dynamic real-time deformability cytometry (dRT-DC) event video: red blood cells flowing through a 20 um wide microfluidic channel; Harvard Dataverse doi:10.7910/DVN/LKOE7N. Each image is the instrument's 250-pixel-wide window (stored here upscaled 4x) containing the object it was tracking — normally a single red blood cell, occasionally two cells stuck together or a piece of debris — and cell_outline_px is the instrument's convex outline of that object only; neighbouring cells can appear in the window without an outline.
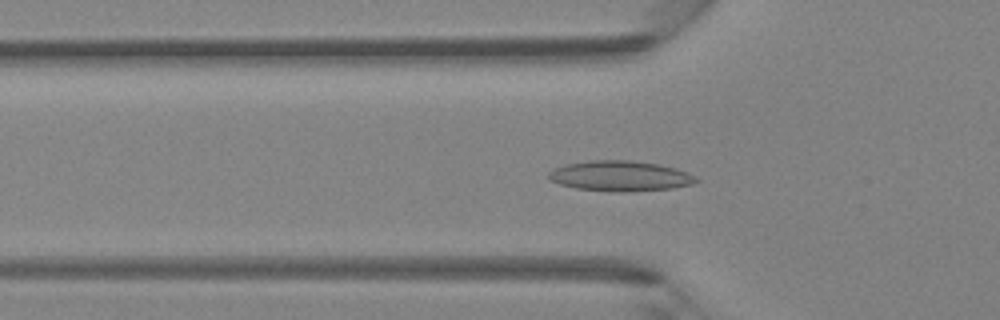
{"species": "Egyptian fruit bat (a non-hibernating species)", "species_latin": "Rousettus aegyptiacus", "temperature_condition": "room temperature", "stored_images_in_passage": 48, "camera_frame_rate_fps": 3000, "um_per_image_px": 0.085, "animal": {"sex": "female"}, "frame": {"image": 1, "passage_image": 16, "time_ms": 5.0, "image_size_px": [1000, 320], "cell_outline_px": [[700, 180], [692, 184], [672, 188], [620, 192], [576, 188], [560, 184], [548, 180], [548, 172], [552, 168], [564, 164], [588, 160], [628, 160], [660, 164], [676, 168], [688, 172], [696, 176]], "centroid_in_image_um": [52.69, 14.94], "position_along_channel_um": 73.1, "area_um2": 26.24}}
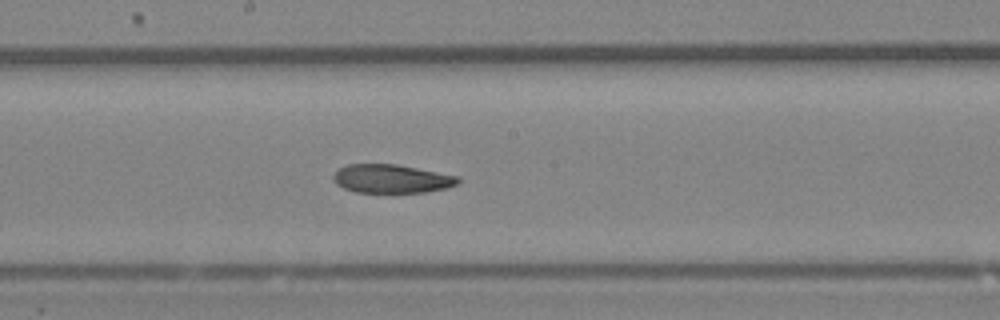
{"frame": {"image": 2, "passage_image": 26, "time_ms": 8.333, "image_size_px": [1000, 320], "cell_outline_px": [[460, 184], [448, 188], [428, 192], [356, 192], [344, 188], [336, 184], [332, 176], [340, 168], [348, 164], [396, 164], [460, 176]], "centroid_in_image_um": [33.34, 15.19], "position_along_channel_um": 214.9, "area_um2": 20.87}}
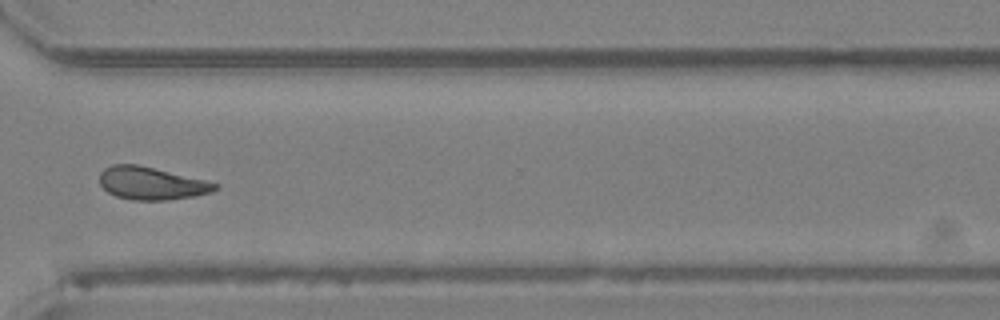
{"frame": {"image": 3, "passage_image": 36, "time_ms": 11.667, "image_size_px": [1000, 320], "cell_outline_px": [[220, 188], [208, 192], [192, 196], [168, 200], [132, 200], [116, 196], [108, 192], [100, 184], [100, 172], [104, 168], [112, 164], [136, 164], [204, 180], [220, 184]], "centroid_in_image_um": [12.84, 15.58], "position_along_channel_um": 357.8, "area_um2": 21.73}}